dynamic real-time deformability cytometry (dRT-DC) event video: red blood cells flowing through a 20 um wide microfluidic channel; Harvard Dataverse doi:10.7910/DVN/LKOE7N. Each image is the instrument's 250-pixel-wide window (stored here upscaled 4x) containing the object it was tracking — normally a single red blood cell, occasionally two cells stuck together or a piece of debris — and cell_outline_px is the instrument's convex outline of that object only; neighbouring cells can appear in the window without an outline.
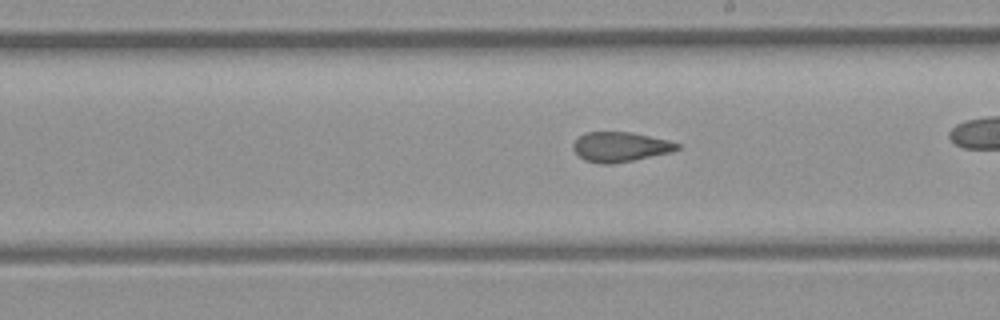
{"species": "common noctule bat (a hibernating species)", "species_latin": "Nyctalus noctula", "temperature_condition": "room temperature", "stored_images_in_passage": 39, "camera_frame_rate_fps": 3000, "um_per_image_px": 0.085, "animal": {"sex": "female", "body_mass_g": 21.9}, "frame": {"image": 1, "passage_image": 28, "time_ms": 9.0, "image_size_px": [1000, 320], "cell_outline_px": [[680, 148], [672, 152], [612, 164], [600, 164], [584, 160], [572, 148], [572, 144], [584, 132], [628, 132], [668, 140], [680, 144]], "centroid_in_image_um": [52.71, 12.49], "position_along_channel_um": 236.3, "area_um2": 17.92}}